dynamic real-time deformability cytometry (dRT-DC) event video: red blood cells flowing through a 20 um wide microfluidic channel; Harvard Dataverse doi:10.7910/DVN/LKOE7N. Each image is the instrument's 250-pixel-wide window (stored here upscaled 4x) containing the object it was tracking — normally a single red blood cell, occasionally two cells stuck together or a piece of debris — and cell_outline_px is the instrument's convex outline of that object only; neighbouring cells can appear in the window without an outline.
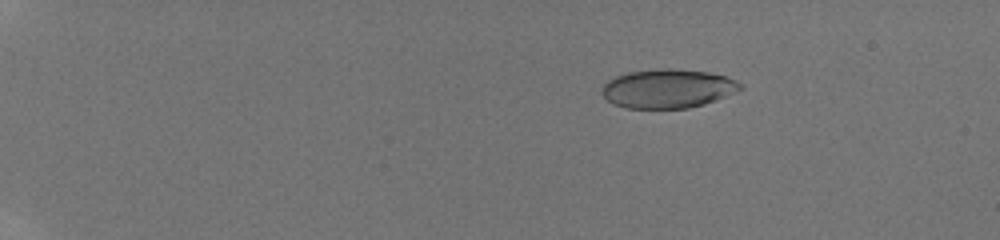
{"species": "human", "species_latin": "Homo sapiens", "temperature_condition": "room temperature", "stored_images_in_passage": 10, "camera_frame_rate_fps": 3000, "um_per_image_px": 0.085, "donor": {"sex": "male"}, "frame": {"image": 1, "passage_image": 1, "time_ms": 0.0, "image_size_px": [1000, 240], "cell_outline_px": [[744, 88], [704, 104], [688, 108], [624, 108], [612, 104], [600, 92], [604, 84], [608, 80], [616, 76], [628, 72], [660, 68], [672, 68], [708, 72], [724, 76], [736, 80]], "centroid_in_image_um": [56.72, 7.53], "position_along_channel_um": 28.3, "area_um2": 31.33}}
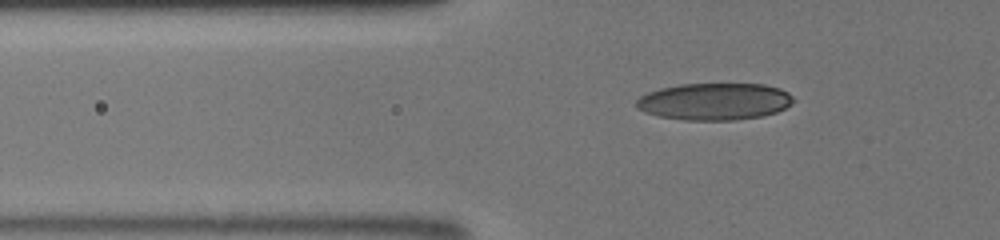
{"frame": {"image": 2, "passage_image": 7, "time_ms": 3.667, "image_size_px": [1000, 240], "cell_outline_px": [[796, 100], [792, 104], [776, 112], [764, 116], [732, 120], [684, 120], [660, 116], [644, 112], [636, 108], [636, 100], [640, 96], [648, 92], [660, 88], [680, 84], [764, 84], [780, 88], [788, 92]], "centroid_in_image_um": [60.74, 8.62], "position_along_channel_um": 65.1, "area_um2": 34.04}}
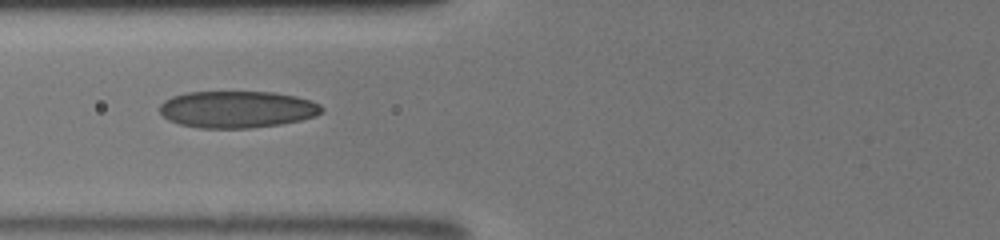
{"frame": {"image": 3, "passage_image": 9, "time_ms": 5.0, "image_size_px": [1000, 240], "cell_outline_px": [[324, 108], [316, 116], [300, 120], [280, 124], [248, 128], [200, 128], [180, 124], [168, 120], [160, 112], [160, 104], [164, 100], [172, 96], [188, 92], [272, 92], [296, 96], [312, 100], [320, 104]], "centroid_in_image_um": [20.16, 9.29], "position_along_channel_um": 105.6, "area_um2": 34.85}}